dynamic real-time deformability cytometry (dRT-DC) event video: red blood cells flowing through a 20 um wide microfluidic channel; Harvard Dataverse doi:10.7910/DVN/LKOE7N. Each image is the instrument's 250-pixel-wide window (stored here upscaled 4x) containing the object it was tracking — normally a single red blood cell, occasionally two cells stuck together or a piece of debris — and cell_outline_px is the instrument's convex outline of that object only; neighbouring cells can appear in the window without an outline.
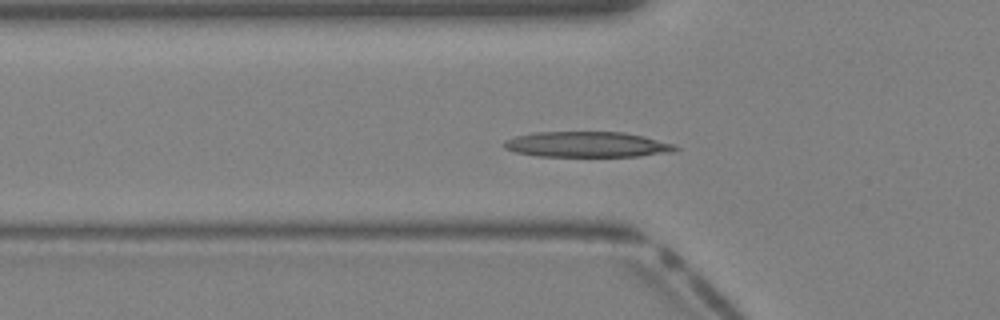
{"species": "Egyptian fruit bat (a non-hibernating species)", "species_latin": "Rousettus aegyptiacus", "temperature_condition": "warm", "stored_images_in_passage": 38, "segment_of_instrument_passage": [1, 2], "camera_frame_rate_fps": 3000, "um_per_image_px": 0.085, "animal": {"sex": "female"}, "frame": {"image": 1, "passage_image": 11, "time_ms": 3.333, "image_size_px": [1000, 320], "cell_outline_px": [[680, 148], [672, 152], [640, 156], [536, 156], [516, 152], [504, 148], [504, 140], [516, 136], [536, 132], [624, 132], [644, 136], [672, 144]], "centroid_in_image_um": [49.89, 12.28], "position_along_channel_um": 75.9, "area_um2": 25.37}}
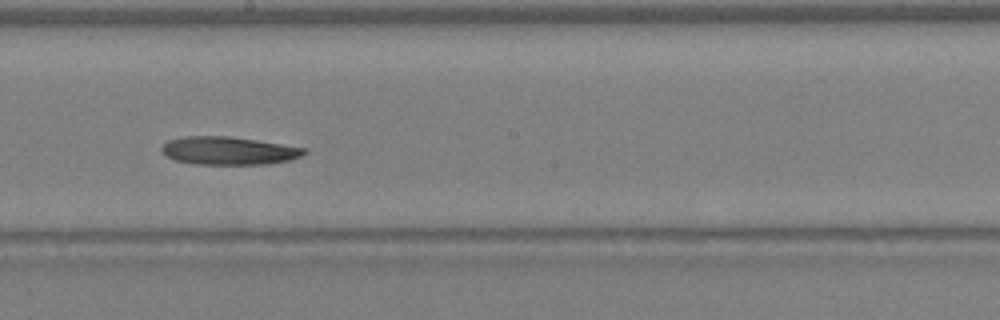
{"frame": {"image": 2, "passage_image": 20, "time_ms": 6.333, "image_size_px": [1000, 320], "cell_outline_px": [[308, 152], [300, 156], [288, 160], [268, 164], [192, 164], [176, 160], [164, 156], [160, 148], [168, 140], [184, 136], [228, 136], [256, 140], [308, 148]], "centroid_in_image_um": [19.41, 12.81], "position_along_channel_um": 228.8, "area_um2": 23.35}}
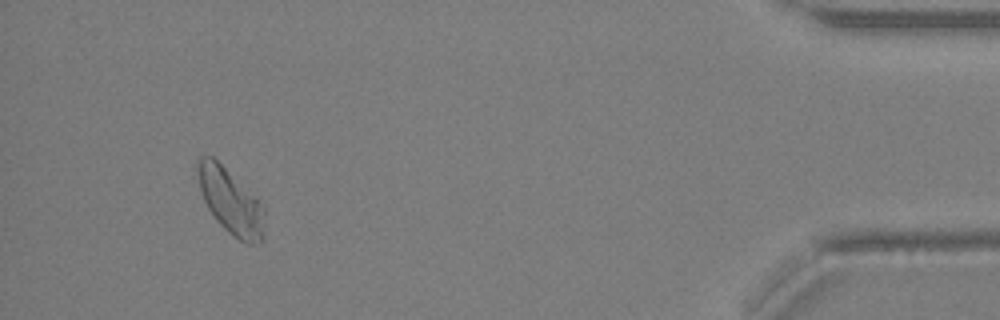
{"frame": {"image": 3, "passage_image": 35, "time_ms": 11.333, "image_size_px": [1000, 320], "cell_outline_px": [[264, 240], [260, 244], [244, 244], [232, 236], [216, 220], [208, 208], [204, 200], [200, 188], [196, 168], [196, 160], [200, 156], [212, 156], [256, 196], [264, 204]], "centroid_in_image_um": [19.63, 17.15], "position_along_channel_um": 415.6, "area_um2": 25.78}}